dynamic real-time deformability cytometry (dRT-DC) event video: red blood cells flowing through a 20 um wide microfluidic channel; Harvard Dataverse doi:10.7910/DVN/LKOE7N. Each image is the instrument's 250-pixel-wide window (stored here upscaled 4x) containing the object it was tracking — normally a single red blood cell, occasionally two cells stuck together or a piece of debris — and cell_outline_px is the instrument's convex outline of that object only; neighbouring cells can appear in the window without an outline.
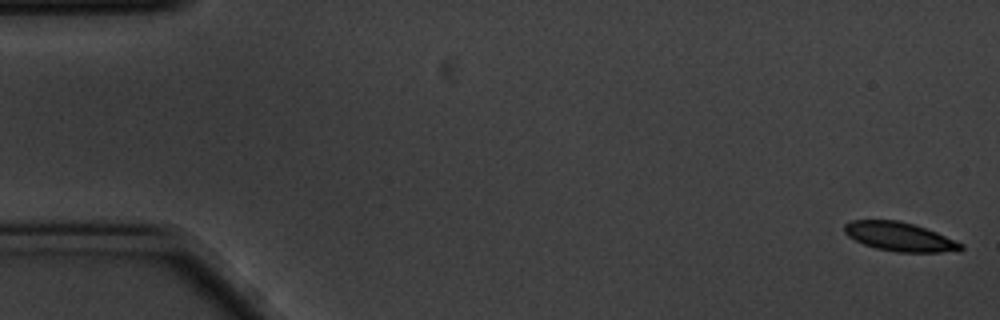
{"species": "common noctule bat (a hibernating species)", "species_latin": "Nyctalus noctula", "temperature_condition": "cold", "stored_images_in_passage": 57, "camera_frame_rate_fps": 3000, "um_per_image_px": 0.085, "animal": {"sex": "male", "body_mass_g": 20.1, "forearm_length_mm": 53.5}, "frame": {"image": 1, "passage_image": 1, "time_ms": 0.0, "image_size_px": [1000, 320], "cell_outline_px": [[964, 248], [960, 252], [896, 252], [876, 248], [864, 244], [848, 236], [844, 232], [844, 224], [852, 220], [896, 220], [912, 224], [936, 232], [964, 244]], "centroid_in_image_um": [76.5, 20.13], "position_along_channel_um": 8.5, "area_um2": 19.59}}
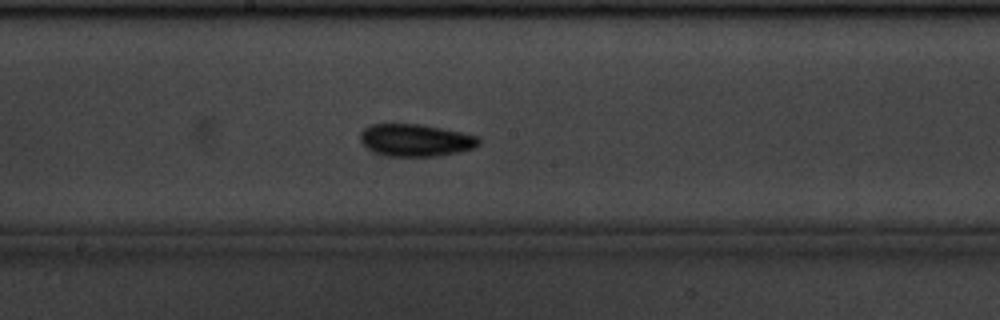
{"frame": {"image": 2, "passage_image": 30, "time_ms": 9.667, "image_size_px": [1000, 320], "cell_outline_px": [[480, 144], [476, 148], [460, 152], [436, 156], [388, 156], [376, 152], [368, 148], [360, 140], [360, 132], [364, 128], [372, 124], [420, 124], [480, 136]], "centroid_in_image_um": [35.37, 11.92], "position_along_channel_um": 212.8, "area_um2": 22.31}}
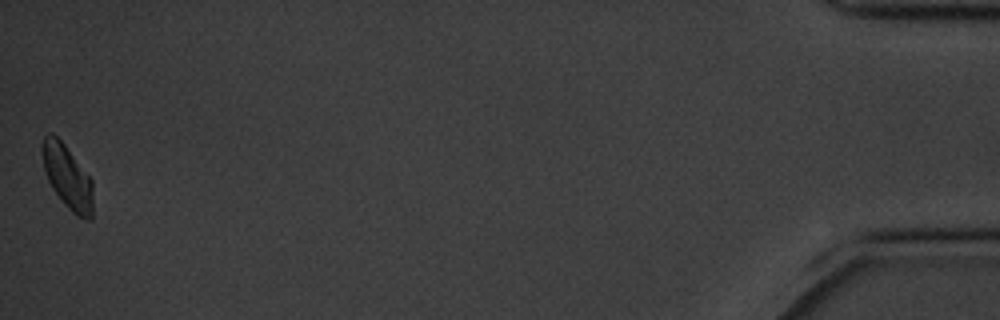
{"frame": {"image": 3, "passage_image": 57, "time_ms": 18.667, "image_size_px": [1000, 320], "cell_outline_px": [[92, 220], [84, 220], [76, 216], [64, 204], [52, 188], [48, 180], [44, 168], [40, 152], [40, 144], [44, 136], [48, 132], [52, 132], [64, 144], [92, 180]], "centroid_in_image_um": [5.7, 15.03], "position_along_channel_um": 429.5, "area_um2": 19.02}, "authors_computed_cell_mechanics": {"area_um2": 20.23, "velocity_mm_per_s": 3.4623, "shape_relaxation_time_tau1_ms": 2.9709, "shape_relaxation_time_tau2_ms": null, "deformation_change_tau1": 0.0756, "deformation_change_tau2": null}}